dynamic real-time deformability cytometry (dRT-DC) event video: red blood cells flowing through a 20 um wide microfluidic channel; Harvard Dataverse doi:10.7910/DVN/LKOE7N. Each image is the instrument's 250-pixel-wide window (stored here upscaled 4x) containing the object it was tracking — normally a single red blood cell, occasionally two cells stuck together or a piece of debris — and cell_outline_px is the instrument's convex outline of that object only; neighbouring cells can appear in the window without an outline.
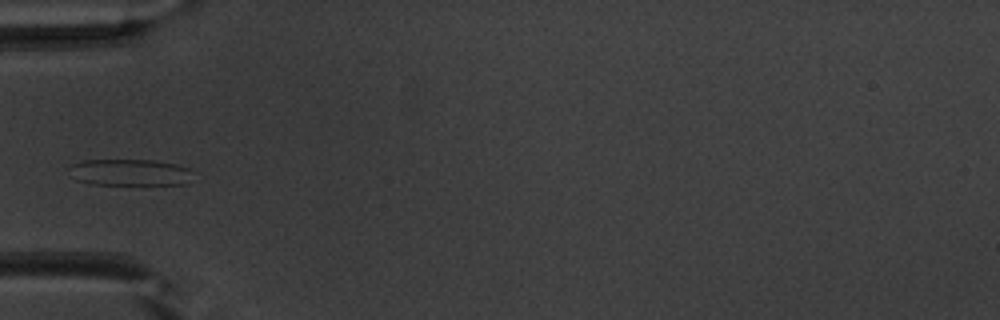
{"species": "common noctule bat (a hibernating species)", "species_latin": "Nyctalus noctula", "temperature_condition": "warm", "stored_images_in_passage": 35, "camera_frame_rate_fps": 3000, "um_per_image_px": 0.085, "animal": {"sex": "male", "body_mass_g": 20.1, "forearm_length_mm": 53.5}, "frame": {"image": 1, "passage_image": 1, "time_ms": 0.0, "image_size_px": [1000, 320], "cell_outline_px": [[196, 172], [188, 184], [88, 184], [76, 180], [68, 168], [72, 164], [84, 160], [156, 160], [176, 164], [188, 168]], "centroid_in_image_um": [11.09, 14.65], "position_along_channel_um": 73.9, "area_um2": 19.36}}
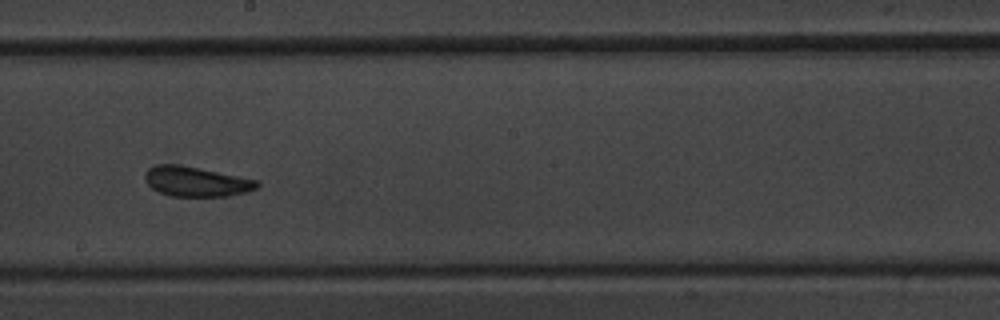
{"frame": {"image": 2, "passage_image": 13, "time_ms": 4.0, "image_size_px": [1000, 320], "cell_outline_px": [[260, 184], [256, 188], [244, 192], [228, 196], [172, 196], [160, 192], [152, 188], [148, 184], [144, 176], [148, 168], [156, 164], [176, 164], [260, 180]], "centroid_in_image_um": [16.67, 15.43], "position_along_channel_um": 231.5, "area_um2": 19.31}}
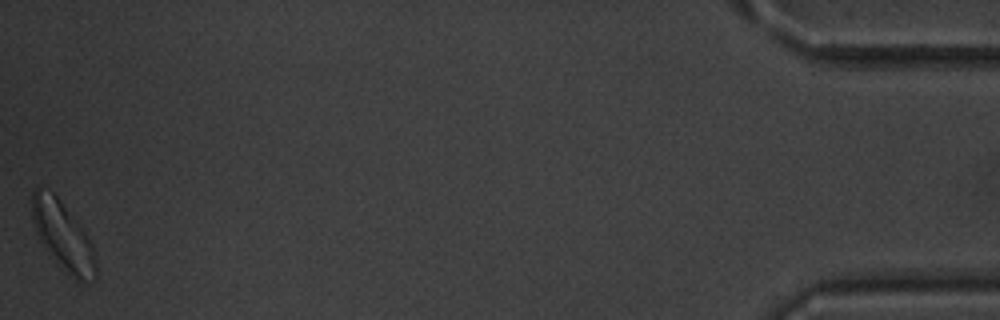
{"frame": {"image": 3, "passage_image": 35, "time_ms": 11.333, "image_size_px": [1000, 320], "cell_outline_px": [[96, 280], [80, 284], [64, 272], [44, 248], [36, 232], [32, 220], [32, 192], [36, 188], [40, 188], [52, 192], [56, 196], [88, 236], [96, 260]], "centroid_in_image_um": [5.35, 20.14], "position_along_channel_um": 429.8, "area_um2": 25.43}}